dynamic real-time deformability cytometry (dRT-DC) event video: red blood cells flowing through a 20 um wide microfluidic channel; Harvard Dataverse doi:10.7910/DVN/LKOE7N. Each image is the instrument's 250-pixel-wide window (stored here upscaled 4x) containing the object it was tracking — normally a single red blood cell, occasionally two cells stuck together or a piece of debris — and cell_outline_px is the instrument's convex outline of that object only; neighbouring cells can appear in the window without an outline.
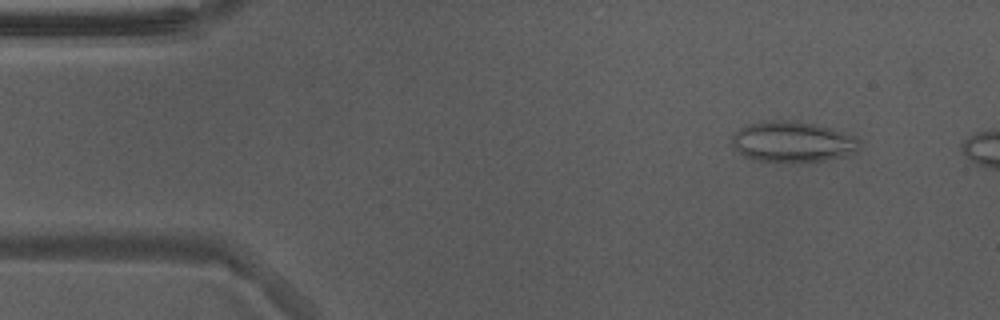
{"species": "Egyptian fruit bat (a non-hibernating species)", "species_latin": "Rousettus aegyptiacus", "temperature_condition": "warm", "stored_images_in_passage": 48, "camera_frame_rate_fps": 3000, "um_per_image_px": 0.085, "animal": {"sex": "male"}, "frame": {"image": 1, "passage_image": 5, "time_ms": 1.333, "image_size_px": [1000, 320], "cell_outline_px": [[860, 148], [856, 152], [844, 156], [824, 160], [756, 160], [744, 156], [732, 144], [732, 136], [740, 128], [748, 124], [768, 120], [796, 120], [832, 128], [852, 136], [860, 140]], "centroid_in_image_um": [67.39, 12.01], "position_along_channel_um": 17.6, "area_um2": 29.71}}
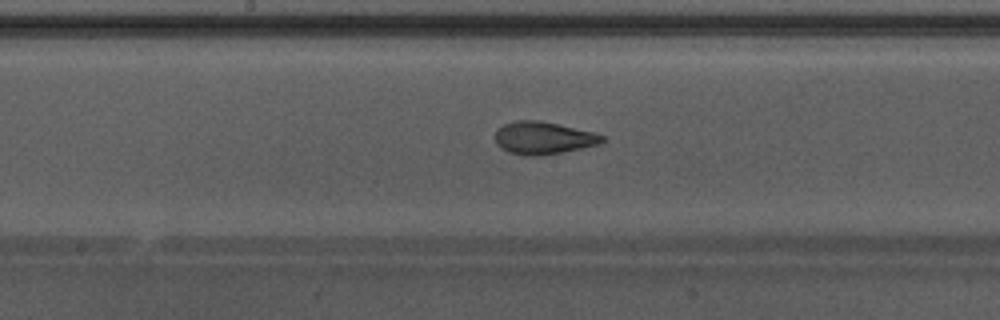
{"frame": {"image": 2, "passage_image": 26, "time_ms": 8.333, "image_size_px": [1000, 320], "cell_outline_px": [[604, 140], [600, 144], [540, 156], [528, 156], [508, 152], [496, 144], [496, 128], [504, 124], [516, 120], [540, 120], [592, 132], [604, 136]], "centroid_in_image_um": [46.14, 11.72], "position_along_channel_um": 202.1, "area_um2": 20.11}}
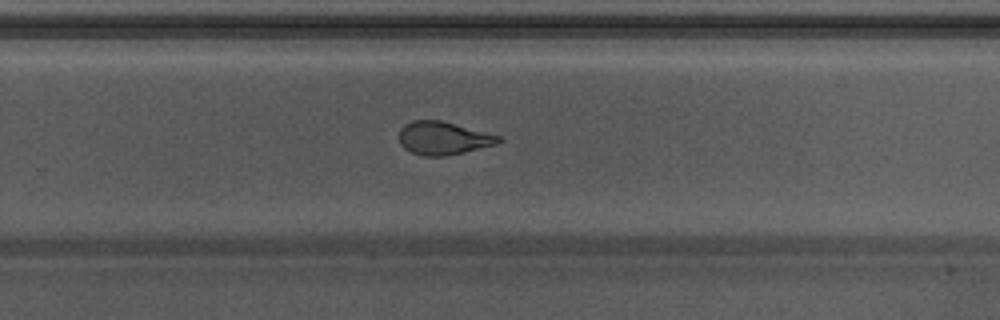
{"frame": {"image": 3, "passage_image": 33, "time_ms": 10.667, "image_size_px": [1000, 320], "cell_outline_px": [[504, 140], [496, 144], [464, 152], [444, 156], [424, 156], [412, 152], [404, 148], [400, 144], [400, 128], [404, 124], [412, 120], [444, 120], [500, 136]], "centroid_in_image_um": [37.68, 11.73], "position_along_channel_um": 292.1, "area_um2": 19.25}, "authors_computed_cell_mechanics": {"area_um2": 20.7791, "velocity_mm_per_s": 3.8835, "shape_relaxation_time_tau1_ms": 7.6974, "shape_relaxation_time_tau2_ms": 1.4397, "deformation_change_tau1": 0.2062, "deformation_change_tau2": 0.0907}}